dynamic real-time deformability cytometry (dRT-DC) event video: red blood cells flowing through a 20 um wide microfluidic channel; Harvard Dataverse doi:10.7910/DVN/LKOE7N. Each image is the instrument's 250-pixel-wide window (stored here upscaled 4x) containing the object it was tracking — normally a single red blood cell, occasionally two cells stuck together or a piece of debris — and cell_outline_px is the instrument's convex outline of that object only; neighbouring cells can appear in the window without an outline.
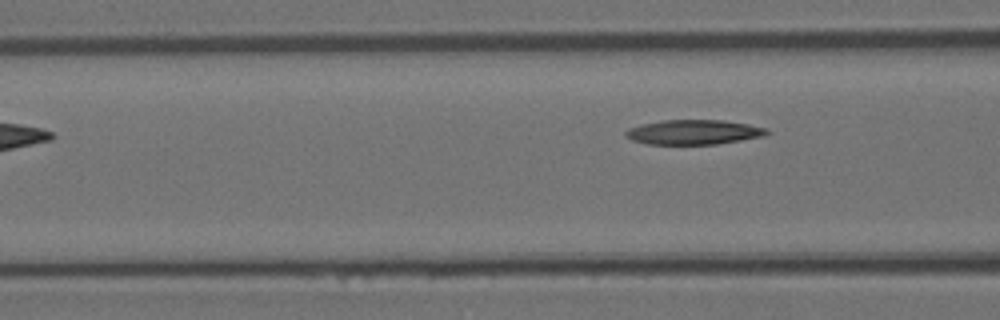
{"species": "Egyptian fruit bat (a non-hibernating species)", "species_latin": "Rousettus aegyptiacus", "temperature_condition": "room temperature", "stored_images_in_passage": 3, "camera_frame_rate_fps": 3000, "um_per_image_px": 0.085, "animal": {"sex": "female"}, "frame": {"image": 1, "passage_image": 3, "time_ms": 2.333, "image_size_px": [1000, 320], "cell_outline_px": [[772, 132], [764, 136], [716, 144], [648, 144], [632, 140], [624, 136], [624, 132], [628, 128], [660, 120], [724, 120], [748, 124], [768, 128]], "centroid_in_image_um": [58.98, 11.23], "position_along_channel_um": 107.6, "area_um2": 20.4}}